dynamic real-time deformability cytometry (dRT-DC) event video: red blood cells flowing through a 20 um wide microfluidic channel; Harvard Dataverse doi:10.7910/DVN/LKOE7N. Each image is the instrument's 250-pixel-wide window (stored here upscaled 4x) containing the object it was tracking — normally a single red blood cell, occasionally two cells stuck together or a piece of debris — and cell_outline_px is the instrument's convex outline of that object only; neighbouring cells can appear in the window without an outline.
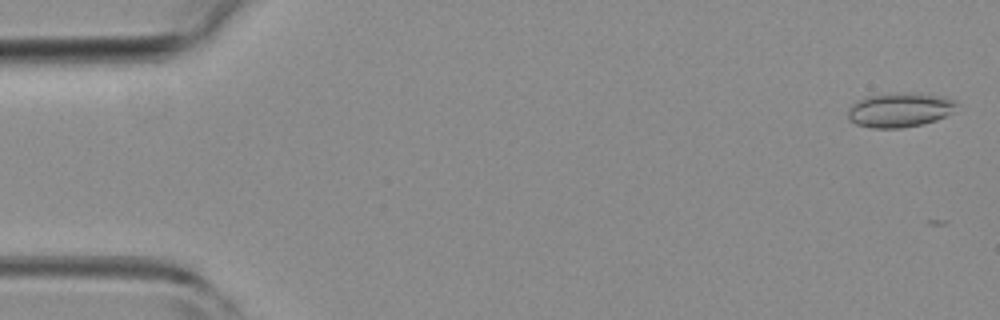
{"species": "common noctule bat (a hibernating species)", "species_latin": "Nyctalus noctula", "temperature_condition": "room temperature", "stored_images_in_passage": 3, "camera_frame_rate_fps": 3000, "um_per_image_px": 0.085, "animal": {"sex": "female", "body_mass_g": 19.3, "forearm_length_mm": 54.1}, "frame": {"image": 1, "passage_image": 2, "time_ms": 0.333, "image_size_px": [1000, 320], "cell_outline_px": [[960, 104], [952, 112], [936, 120], [924, 124], [900, 128], [872, 128], [856, 124], [848, 120], [848, 108], [852, 104], [868, 96], [904, 92], [912, 92], [944, 96], [956, 100]], "centroid_in_image_um": [76.51, 9.34], "position_along_channel_um": 8.5, "area_um2": 22.02}}